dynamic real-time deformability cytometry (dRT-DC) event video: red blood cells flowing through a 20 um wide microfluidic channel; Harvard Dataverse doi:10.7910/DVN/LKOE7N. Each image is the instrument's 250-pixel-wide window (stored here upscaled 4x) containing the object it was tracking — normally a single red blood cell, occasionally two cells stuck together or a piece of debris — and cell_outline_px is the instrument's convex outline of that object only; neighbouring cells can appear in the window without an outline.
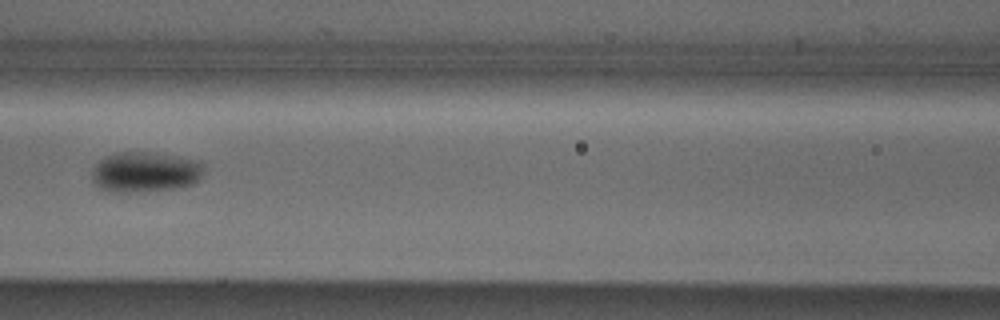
{"species": "Egyptian fruit bat (a non-hibernating species)", "species_latin": "Rousettus aegyptiacus", "temperature_condition": "cold", "stored_images_in_passage": 6, "camera_frame_rate_fps": 3000, "um_per_image_px": 0.085, "animal": {"sex": "male"}, "frame": {"image": 1, "passage_image": 6, "time_ms": 6.0, "image_size_px": [1000, 320], "cell_outline_px": [[204, 168], [200, 176], [192, 184], [180, 188], [128, 192], [112, 192], [100, 188], [96, 184], [92, 176], [92, 172], [96, 164], [104, 156], [116, 152], [152, 152], [200, 160]], "centroid_in_image_um": [12.34, 14.61], "position_along_channel_um": 154.3, "area_um2": 26.3}}